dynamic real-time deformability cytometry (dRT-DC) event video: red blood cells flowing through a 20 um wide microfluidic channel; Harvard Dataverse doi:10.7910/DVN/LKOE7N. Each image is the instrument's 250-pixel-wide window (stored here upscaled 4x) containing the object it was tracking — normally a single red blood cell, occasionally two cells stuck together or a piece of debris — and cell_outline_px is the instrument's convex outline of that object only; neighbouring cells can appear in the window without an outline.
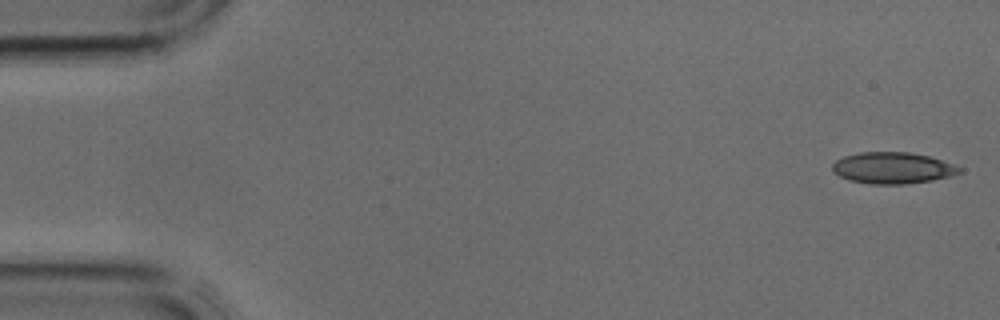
{"species": "common noctule bat (a hibernating species)", "species_latin": "Nyctalus noctula", "temperature_condition": "cold", "stored_images_in_passage": 4, "segment_of_instrument_passage": [2, 2], "camera_frame_rate_fps": 3000, "um_per_image_px": 0.085, "animal": {"sex": "male", "body_mass_g": 17.9, "forearm_length_mm": 54.2}, "frame": {"image": 1, "passage_image": 4, "time_ms": 1.0, "image_size_px": [1000, 320], "cell_outline_px": [[964, 172], [952, 176], [932, 180], [904, 184], [872, 184], [848, 180], [832, 172], [832, 164], [836, 160], [844, 156], [860, 152], [908, 152], [928, 156], [964, 168]], "centroid_in_image_um": [75.88, 14.28], "position_along_channel_um": 9.1, "area_um2": 23.35}}